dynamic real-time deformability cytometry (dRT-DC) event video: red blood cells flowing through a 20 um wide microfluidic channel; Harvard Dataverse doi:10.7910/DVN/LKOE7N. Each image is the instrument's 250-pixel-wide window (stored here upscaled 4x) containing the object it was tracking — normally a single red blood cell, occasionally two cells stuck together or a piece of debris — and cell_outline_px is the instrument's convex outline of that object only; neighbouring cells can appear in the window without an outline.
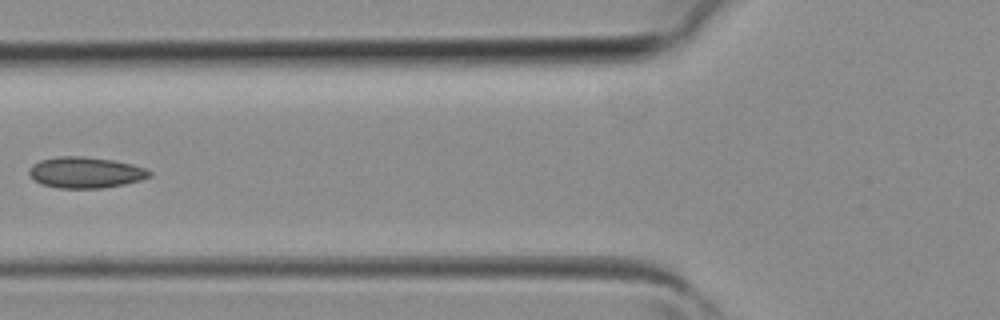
{"species": "common noctule bat (a hibernating species)", "species_latin": "Nyctalus noctula", "temperature_condition": "room temperature", "stored_images_in_passage": 4, "camera_frame_rate_fps": 3000, "um_per_image_px": 0.085, "animal": {"sex": "female", "body_mass_g": 19.3, "forearm_length_mm": 54.1}, "frame": {"image": 1, "passage_image": 4, "time_ms": 1.0, "image_size_px": [1000, 320], "cell_outline_px": [[152, 176], [140, 180], [124, 184], [100, 188], [56, 188], [40, 184], [28, 172], [32, 164], [40, 160], [60, 156], [84, 156], [112, 160], [132, 164], [148, 168], [152, 172]], "centroid_in_image_um": [7.29, 14.66], "position_along_channel_um": 118.5, "area_um2": 21.85}}